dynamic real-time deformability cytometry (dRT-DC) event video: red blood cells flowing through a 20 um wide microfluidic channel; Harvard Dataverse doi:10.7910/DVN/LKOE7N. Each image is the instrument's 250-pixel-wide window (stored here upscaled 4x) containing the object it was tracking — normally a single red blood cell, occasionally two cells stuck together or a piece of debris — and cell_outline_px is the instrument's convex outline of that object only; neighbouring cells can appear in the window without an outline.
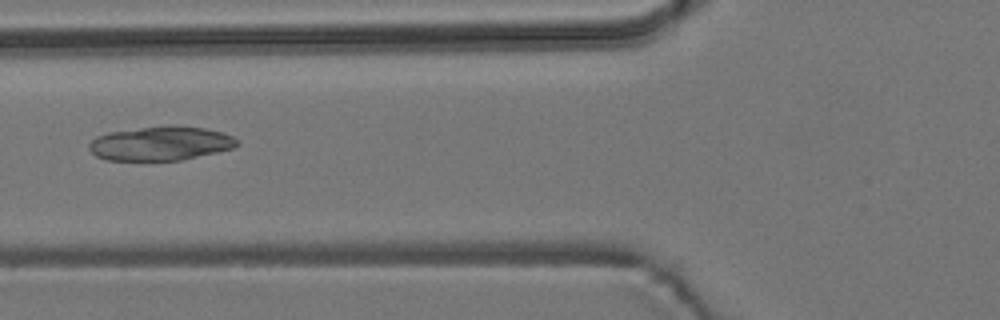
{"species": "common noctule bat (a hibernating species)", "species_latin": "Nyctalus noctula", "temperature_condition": "room temperature", "stored_images_in_passage": 3, "camera_frame_rate_fps": 3000, "um_per_image_px": 0.085, "animal": {"sex": "male", "body_mass_g": 19.2, "forearm_length_mm": 51.8}, "frame": {"image": 1, "passage_image": 2, "time_ms": 1.333, "image_size_px": [1000, 320], "cell_outline_px": [[240, 144], [232, 148], [216, 152], [180, 160], [104, 160], [96, 156], [88, 148], [88, 144], [96, 136], [108, 132], [168, 124], [172, 124], [204, 128], [224, 132], [232, 136]], "centroid_in_image_um": [13.63, 12.17], "position_along_channel_um": 112.2, "area_um2": 29.59}}
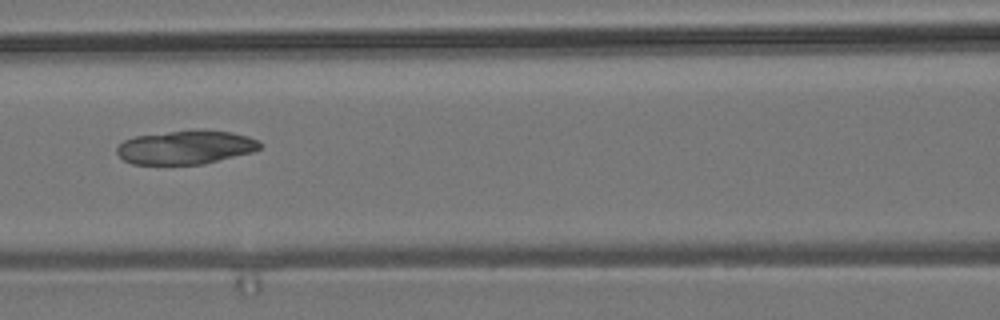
{"frame": {"image": 2, "passage_image": 3, "time_ms": 2.333, "image_size_px": [1000, 320], "cell_outline_px": [[264, 144], [260, 148], [252, 152], [204, 164], [132, 164], [124, 160], [116, 152], [116, 148], [124, 140], [136, 136], [200, 128], [204, 128], [232, 132], [248, 136], [260, 140]], "centroid_in_image_um": [15.84, 12.5], "position_along_channel_um": 150.8, "area_um2": 28.5}}